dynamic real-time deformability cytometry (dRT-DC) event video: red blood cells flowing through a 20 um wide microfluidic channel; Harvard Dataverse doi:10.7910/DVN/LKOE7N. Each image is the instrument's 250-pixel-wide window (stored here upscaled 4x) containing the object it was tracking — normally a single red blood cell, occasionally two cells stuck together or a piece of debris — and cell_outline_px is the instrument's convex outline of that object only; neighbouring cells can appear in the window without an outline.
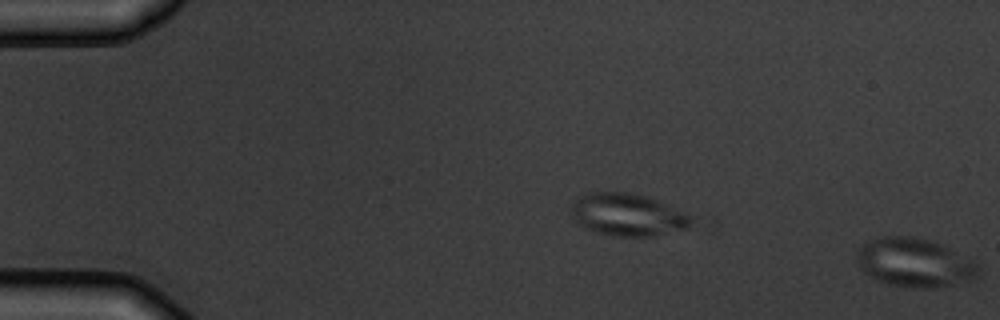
{"species": "common noctule bat (a hibernating species)", "species_latin": "Nyctalus noctula", "temperature_condition": "warm", "stored_images_in_passage": 3, "segment_of_instrument_passage": [2, 2], "camera_frame_rate_fps": 3000, "um_per_image_px": 0.085, "animal": {"sex": "male", "body_mass_g": 19.5, "forearm_length_mm": 54.6}, "frame": {"image": 1, "passage_image": 3, "time_ms": 2.333, "image_size_px": [1000, 320], "cell_outline_px": [[976, 276], [972, 280], [932, 288], [920, 288], [892, 284], [868, 276], [856, 264], [856, 256], [860, 248], [864, 244], [880, 236], [908, 236], [940, 244], [972, 260], [976, 264]], "centroid_in_image_um": [77.68, 22.32], "position_along_channel_um": 7.3, "area_um2": 33.7}}